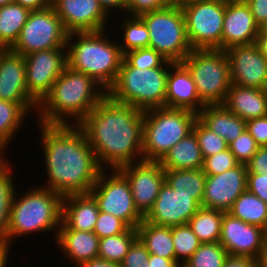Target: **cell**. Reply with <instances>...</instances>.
<instances>
[{"mask_svg": "<svg viewBox=\"0 0 267 267\" xmlns=\"http://www.w3.org/2000/svg\"><path fill=\"white\" fill-rule=\"evenodd\" d=\"M203 157L195 133L192 131L176 143L159 161L164 170L202 169Z\"/></svg>", "mask_w": 267, "mask_h": 267, "instance_id": "cell-27", "label": "cell"}, {"mask_svg": "<svg viewBox=\"0 0 267 267\" xmlns=\"http://www.w3.org/2000/svg\"><path fill=\"white\" fill-rule=\"evenodd\" d=\"M75 126L72 123L39 126L48 175V182L42 187L62 197L90 193L103 170L84 131Z\"/></svg>", "mask_w": 267, "mask_h": 267, "instance_id": "cell-1", "label": "cell"}, {"mask_svg": "<svg viewBox=\"0 0 267 267\" xmlns=\"http://www.w3.org/2000/svg\"><path fill=\"white\" fill-rule=\"evenodd\" d=\"M228 253L219 243H201L181 267H223Z\"/></svg>", "mask_w": 267, "mask_h": 267, "instance_id": "cell-36", "label": "cell"}, {"mask_svg": "<svg viewBox=\"0 0 267 267\" xmlns=\"http://www.w3.org/2000/svg\"><path fill=\"white\" fill-rule=\"evenodd\" d=\"M30 12L15 2L0 7V50L14 46Z\"/></svg>", "mask_w": 267, "mask_h": 267, "instance_id": "cell-29", "label": "cell"}, {"mask_svg": "<svg viewBox=\"0 0 267 267\" xmlns=\"http://www.w3.org/2000/svg\"><path fill=\"white\" fill-rule=\"evenodd\" d=\"M149 267H181V265L175 259L150 254Z\"/></svg>", "mask_w": 267, "mask_h": 267, "instance_id": "cell-51", "label": "cell"}, {"mask_svg": "<svg viewBox=\"0 0 267 267\" xmlns=\"http://www.w3.org/2000/svg\"><path fill=\"white\" fill-rule=\"evenodd\" d=\"M224 212L201 206L190 218L188 225L201 243L219 242Z\"/></svg>", "mask_w": 267, "mask_h": 267, "instance_id": "cell-32", "label": "cell"}, {"mask_svg": "<svg viewBox=\"0 0 267 267\" xmlns=\"http://www.w3.org/2000/svg\"><path fill=\"white\" fill-rule=\"evenodd\" d=\"M165 182L178 193L190 194L200 205L204 196L206 174L202 169L164 170Z\"/></svg>", "mask_w": 267, "mask_h": 267, "instance_id": "cell-30", "label": "cell"}, {"mask_svg": "<svg viewBox=\"0 0 267 267\" xmlns=\"http://www.w3.org/2000/svg\"><path fill=\"white\" fill-rule=\"evenodd\" d=\"M258 35H267V20L259 26Z\"/></svg>", "mask_w": 267, "mask_h": 267, "instance_id": "cell-60", "label": "cell"}, {"mask_svg": "<svg viewBox=\"0 0 267 267\" xmlns=\"http://www.w3.org/2000/svg\"><path fill=\"white\" fill-rule=\"evenodd\" d=\"M227 212L248 224L267 231V203L247 190L235 200Z\"/></svg>", "mask_w": 267, "mask_h": 267, "instance_id": "cell-31", "label": "cell"}, {"mask_svg": "<svg viewBox=\"0 0 267 267\" xmlns=\"http://www.w3.org/2000/svg\"><path fill=\"white\" fill-rule=\"evenodd\" d=\"M111 171L114 172H110L111 175L106 174L105 169L100 172L90 193L96 199L100 211L112 214L130 228L136 229L144 217L134 205L130 184L118 169Z\"/></svg>", "mask_w": 267, "mask_h": 267, "instance_id": "cell-12", "label": "cell"}, {"mask_svg": "<svg viewBox=\"0 0 267 267\" xmlns=\"http://www.w3.org/2000/svg\"><path fill=\"white\" fill-rule=\"evenodd\" d=\"M165 6H175L174 0H160Z\"/></svg>", "mask_w": 267, "mask_h": 267, "instance_id": "cell-62", "label": "cell"}, {"mask_svg": "<svg viewBox=\"0 0 267 267\" xmlns=\"http://www.w3.org/2000/svg\"><path fill=\"white\" fill-rule=\"evenodd\" d=\"M101 7L104 9V11L109 14L108 12H110L111 8H113V10L118 9H122L121 12L126 9V0H97Z\"/></svg>", "mask_w": 267, "mask_h": 267, "instance_id": "cell-53", "label": "cell"}, {"mask_svg": "<svg viewBox=\"0 0 267 267\" xmlns=\"http://www.w3.org/2000/svg\"><path fill=\"white\" fill-rule=\"evenodd\" d=\"M27 113L20 104L0 99V147L10 145Z\"/></svg>", "mask_w": 267, "mask_h": 267, "instance_id": "cell-34", "label": "cell"}, {"mask_svg": "<svg viewBox=\"0 0 267 267\" xmlns=\"http://www.w3.org/2000/svg\"><path fill=\"white\" fill-rule=\"evenodd\" d=\"M175 6H185L196 2L208 1V0H174Z\"/></svg>", "mask_w": 267, "mask_h": 267, "instance_id": "cell-59", "label": "cell"}, {"mask_svg": "<svg viewBox=\"0 0 267 267\" xmlns=\"http://www.w3.org/2000/svg\"><path fill=\"white\" fill-rule=\"evenodd\" d=\"M197 114L190 110L160 107L143 111L142 156L159 162L193 130Z\"/></svg>", "mask_w": 267, "mask_h": 267, "instance_id": "cell-6", "label": "cell"}, {"mask_svg": "<svg viewBox=\"0 0 267 267\" xmlns=\"http://www.w3.org/2000/svg\"><path fill=\"white\" fill-rule=\"evenodd\" d=\"M136 229L138 238L145 245L149 254L175 259L172 227L155 225L143 220Z\"/></svg>", "mask_w": 267, "mask_h": 267, "instance_id": "cell-28", "label": "cell"}, {"mask_svg": "<svg viewBox=\"0 0 267 267\" xmlns=\"http://www.w3.org/2000/svg\"><path fill=\"white\" fill-rule=\"evenodd\" d=\"M106 95L94 78L66 66L38 105L39 124H70V116L78 125Z\"/></svg>", "mask_w": 267, "mask_h": 267, "instance_id": "cell-3", "label": "cell"}, {"mask_svg": "<svg viewBox=\"0 0 267 267\" xmlns=\"http://www.w3.org/2000/svg\"><path fill=\"white\" fill-rule=\"evenodd\" d=\"M10 166L0 175V242L8 243V220L15 187Z\"/></svg>", "mask_w": 267, "mask_h": 267, "instance_id": "cell-38", "label": "cell"}, {"mask_svg": "<svg viewBox=\"0 0 267 267\" xmlns=\"http://www.w3.org/2000/svg\"><path fill=\"white\" fill-rule=\"evenodd\" d=\"M204 106L187 67L182 62H170L165 107L186 109L198 114Z\"/></svg>", "mask_w": 267, "mask_h": 267, "instance_id": "cell-22", "label": "cell"}, {"mask_svg": "<svg viewBox=\"0 0 267 267\" xmlns=\"http://www.w3.org/2000/svg\"><path fill=\"white\" fill-rule=\"evenodd\" d=\"M166 6L160 0H126V12L129 16H140L146 12L160 10Z\"/></svg>", "mask_w": 267, "mask_h": 267, "instance_id": "cell-45", "label": "cell"}, {"mask_svg": "<svg viewBox=\"0 0 267 267\" xmlns=\"http://www.w3.org/2000/svg\"><path fill=\"white\" fill-rule=\"evenodd\" d=\"M257 260L245 256L228 255L223 267H255Z\"/></svg>", "mask_w": 267, "mask_h": 267, "instance_id": "cell-50", "label": "cell"}, {"mask_svg": "<svg viewBox=\"0 0 267 267\" xmlns=\"http://www.w3.org/2000/svg\"><path fill=\"white\" fill-rule=\"evenodd\" d=\"M4 148L5 147H0V175L3 174L10 167L9 164H11L4 160V157H2V151L5 150Z\"/></svg>", "mask_w": 267, "mask_h": 267, "instance_id": "cell-58", "label": "cell"}, {"mask_svg": "<svg viewBox=\"0 0 267 267\" xmlns=\"http://www.w3.org/2000/svg\"><path fill=\"white\" fill-rule=\"evenodd\" d=\"M200 207L201 205L190 194L178 193L164 182L152 209L144 220L168 227L185 225Z\"/></svg>", "mask_w": 267, "mask_h": 267, "instance_id": "cell-16", "label": "cell"}, {"mask_svg": "<svg viewBox=\"0 0 267 267\" xmlns=\"http://www.w3.org/2000/svg\"><path fill=\"white\" fill-rule=\"evenodd\" d=\"M219 243L228 255L257 260L267 244V231L224 212Z\"/></svg>", "mask_w": 267, "mask_h": 267, "instance_id": "cell-15", "label": "cell"}, {"mask_svg": "<svg viewBox=\"0 0 267 267\" xmlns=\"http://www.w3.org/2000/svg\"><path fill=\"white\" fill-rule=\"evenodd\" d=\"M128 17L124 20L121 28L124 30L123 46L120 44L123 55L132 50L148 48L150 40L149 31L144 21L139 16Z\"/></svg>", "mask_w": 267, "mask_h": 267, "instance_id": "cell-35", "label": "cell"}, {"mask_svg": "<svg viewBox=\"0 0 267 267\" xmlns=\"http://www.w3.org/2000/svg\"><path fill=\"white\" fill-rule=\"evenodd\" d=\"M130 227L121 219L100 211L94 226V233L99 239L126 232Z\"/></svg>", "mask_w": 267, "mask_h": 267, "instance_id": "cell-43", "label": "cell"}, {"mask_svg": "<svg viewBox=\"0 0 267 267\" xmlns=\"http://www.w3.org/2000/svg\"><path fill=\"white\" fill-rule=\"evenodd\" d=\"M247 190V166L236 167L217 175H206L202 207L227 212L235 200Z\"/></svg>", "mask_w": 267, "mask_h": 267, "instance_id": "cell-19", "label": "cell"}, {"mask_svg": "<svg viewBox=\"0 0 267 267\" xmlns=\"http://www.w3.org/2000/svg\"><path fill=\"white\" fill-rule=\"evenodd\" d=\"M15 193L11 203L8 220V244L15 237L30 232H48L57 230L62 223L63 197L48 188L37 187L22 194L19 198Z\"/></svg>", "mask_w": 267, "mask_h": 267, "instance_id": "cell-5", "label": "cell"}, {"mask_svg": "<svg viewBox=\"0 0 267 267\" xmlns=\"http://www.w3.org/2000/svg\"><path fill=\"white\" fill-rule=\"evenodd\" d=\"M175 260L182 266L199 248L201 242L188 225L172 226Z\"/></svg>", "mask_w": 267, "mask_h": 267, "instance_id": "cell-37", "label": "cell"}, {"mask_svg": "<svg viewBox=\"0 0 267 267\" xmlns=\"http://www.w3.org/2000/svg\"><path fill=\"white\" fill-rule=\"evenodd\" d=\"M238 164L228 148L225 151L204 158L202 171L206 175H217L236 167Z\"/></svg>", "mask_w": 267, "mask_h": 267, "instance_id": "cell-42", "label": "cell"}, {"mask_svg": "<svg viewBox=\"0 0 267 267\" xmlns=\"http://www.w3.org/2000/svg\"><path fill=\"white\" fill-rule=\"evenodd\" d=\"M14 2L30 11L41 10L51 5V0H14Z\"/></svg>", "mask_w": 267, "mask_h": 267, "instance_id": "cell-52", "label": "cell"}, {"mask_svg": "<svg viewBox=\"0 0 267 267\" xmlns=\"http://www.w3.org/2000/svg\"><path fill=\"white\" fill-rule=\"evenodd\" d=\"M192 131L197 138L203 159L228 149L226 140L206 128L198 119Z\"/></svg>", "mask_w": 267, "mask_h": 267, "instance_id": "cell-40", "label": "cell"}, {"mask_svg": "<svg viewBox=\"0 0 267 267\" xmlns=\"http://www.w3.org/2000/svg\"><path fill=\"white\" fill-rule=\"evenodd\" d=\"M223 105L245 122L267 115V89L231 85Z\"/></svg>", "mask_w": 267, "mask_h": 267, "instance_id": "cell-24", "label": "cell"}, {"mask_svg": "<svg viewBox=\"0 0 267 267\" xmlns=\"http://www.w3.org/2000/svg\"><path fill=\"white\" fill-rule=\"evenodd\" d=\"M0 99L18 103L27 112L39 105L27 89L24 56L10 49L0 50Z\"/></svg>", "mask_w": 267, "mask_h": 267, "instance_id": "cell-17", "label": "cell"}, {"mask_svg": "<svg viewBox=\"0 0 267 267\" xmlns=\"http://www.w3.org/2000/svg\"><path fill=\"white\" fill-rule=\"evenodd\" d=\"M169 70L170 67L140 70L130 67L123 60L107 95L116 102L132 105L141 111L165 107Z\"/></svg>", "mask_w": 267, "mask_h": 267, "instance_id": "cell-7", "label": "cell"}, {"mask_svg": "<svg viewBox=\"0 0 267 267\" xmlns=\"http://www.w3.org/2000/svg\"><path fill=\"white\" fill-rule=\"evenodd\" d=\"M246 130L259 147L267 146V115L246 121Z\"/></svg>", "mask_w": 267, "mask_h": 267, "instance_id": "cell-46", "label": "cell"}, {"mask_svg": "<svg viewBox=\"0 0 267 267\" xmlns=\"http://www.w3.org/2000/svg\"><path fill=\"white\" fill-rule=\"evenodd\" d=\"M182 63L191 73L200 101L204 105L223 104L232 85L226 51L193 49Z\"/></svg>", "mask_w": 267, "mask_h": 267, "instance_id": "cell-8", "label": "cell"}, {"mask_svg": "<svg viewBox=\"0 0 267 267\" xmlns=\"http://www.w3.org/2000/svg\"><path fill=\"white\" fill-rule=\"evenodd\" d=\"M80 267H121V264L110 262L101 257H95L83 263Z\"/></svg>", "mask_w": 267, "mask_h": 267, "instance_id": "cell-54", "label": "cell"}, {"mask_svg": "<svg viewBox=\"0 0 267 267\" xmlns=\"http://www.w3.org/2000/svg\"><path fill=\"white\" fill-rule=\"evenodd\" d=\"M197 119L229 145L246 129V122L230 112L223 104L205 105Z\"/></svg>", "mask_w": 267, "mask_h": 267, "instance_id": "cell-25", "label": "cell"}, {"mask_svg": "<svg viewBox=\"0 0 267 267\" xmlns=\"http://www.w3.org/2000/svg\"><path fill=\"white\" fill-rule=\"evenodd\" d=\"M149 256L145 245L137 238L120 264L121 267H149Z\"/></svg>", "mask_w": 267, "mask_h": 267, "instance_id": "cell-44", "label": "cell"}, {"mask_svg": "<svg viewBox=\"0 0 267 267\" xmlns=\"http://www.w3.org/2000/svg\"><path fill=\"white\" fill-rule=\"evenodd\" d=\"M10 245L5 242H0V267H6L8 261V255L10 250Z\"/></svg>", "mask_w": 267, "mask_h": 267, "instance_id": "cell-55", "label": "cell"}, {"mask_svg": "<svg viewBox=\"0 0 267 267\" xmlns=\"http://www.w3.org/2000/svg\"><path fill=\"white\" fill-rule=\"evenodd\" d=\"M247 173L267 175V146L258 147L257 152L246 164Z\"/></svg>", "mask_w": 267, "mask_h": 267, "instance_id": "cell-48", "label": "cell"}, {"mask_svg": "<svg viewBox=\"0 0 267 267\" xmlns=\"http://www.w3.org/2000/svg\"><path fill=\"white\" fill-rule=\"evenodd\" d=\"M14 0H0V7L5 6L7 4L13 3Z\"/></svg>", "mask_w": 267, "mask_h": 267, "instance_id": "cell-63", "label": "cell"}, {"mask_svg": "<svg viewBox=\"0 0 267 267\" xmlns=\"http://www.w3.org/2000/svg\"><path fill=\"white\" fill-rule=\"evenodd\" d=\"M231 4H248L251 0H224Z\"/></svg>", "mask_w": 267, "mask_h": 267, "instance_id": "cell-61", "label": "cell"}, {"mask_svg": "<svg viewBox=\"0 0 267 267\" xmlns=\"http://www.w3.org/2000/svg\"><path fill=\"white\" fill-rule=\"evenodd\" d=\"M247 5L258 26L267 20V0H251Z\"/></svg>", "mask_w": 267, "mask_h": 267, "instance_id": "cell-49", "label": "cell"}, {"mask_svg": "<svg viewBox=\"0 0 267 267\" xmlns=\"http://www.w3.org/2000/svg\"><path fill=\"white\" fill-rule=\"evenodd\" d=\"M64 51H67L66 47L36 51L24 56L27 89L39 103L67 66V52Z\"/></svg>", "mask_w": 267, "mask_h": 267, "instance_id": "cell-13", "label": "cell"}, {"mask_svg": "<svg viewBox=\"0 0 267 267\" xmlns=\"http://www.w3.org/2000/svg\"><path fill=\"white\" fill-rule=\"evenodd\" d=\"M128 180L134 205L145 217L152 209L160 188L165 182L162 165L155 161H140L118 169Z\"/></svg>", "mask_w": 267, "mask_h": 267, "instance_id": "cell-14", "label": "cell"}, {"mask_svg": "<svg viewBox=\"0 0 267 267\" xmlns=\"http://www.w3.org/2000/svg\"><path fill=\"white\" fill-rule=\"evenodd\" d=\"M226 1L208 0L182 6L192 49H221Z\"/></svg>", "mask_w": 267, "mask_h": 267, "instance_id": "cell-11", "label": "cell"}, {"mask_svg": "<svg viewBox=\"0 0 267 267\" xmlns=\"http://www.w3.org/2000/svg\"><path fill=\"white\" fill-rule=\"evenodd\" d=\"M104 31L69 33L67 66L94 78L108 90L117 78L124 55L120 44L109 41Z\"/></svg>", "mask_w": 267, "mask_h": 267, "instance_id": "cell-4", "label": "cell"}, {"mask_svg": "<svg viewBox=\"0 0 267 267\" xmlns=\"http://www.w3.org/2000/svg\"><path fill=\"white\" fill-rule=\"evenodd\" d=\"M130 67L140 70L170 67V62L152 48H141L124 54L123 59Z\"/></svg>", "mask_w": 267, "mask_h": 267, "instance_id": "cell-39", "label": "cell"}, {"mask_svg": "<svg viewBox=\"0 0 267 267\" xmlns=\"http://www.w3.org/2000/svg\"><path fill=\"white\" fill-rule=\"evenodd\" d=\"M247 191L267 203V175L247 173Z\"/></svg>", "mask_w": 267, "mask_h": 267, "instance_id": "cell-47", "label": "cell"}, {"mask_svg": "<svg viewBox=\"0 0 267 267\" xmlns=\"http://www.w3.org/2000/svg\"><path fill=\"white\" fill-rule=\"evenodd\" d=\"M64 29L72 32H98L106 29L104 9L97 0H51Z\"/></svg>", "mask_w": 267, "mask_h": 267, "instance_id": "cell-20", "label": "cell"}, {"mask_svg": "<svg viewBox=\"0 0 267 267\" xmlns=\"http://www.w3.org/2000/svg\"><path fill=\"white\" fill-rule=\"evenodd\" d=\"M226 54L233 84L267 89V58L255 44L231 47Z\"/></svg>", "mask_w": 267, "mask_h": 267, "instance_id": "cell-18", "label": "cell"}, {"mask_svg": "<svg viewBox=\"0 0 267 267\" xmlns=\"http://www.w3.org/2000/svg\"><path fill=\"white\" fill-rule=\"evenodd\" d=\"M99 212L98 203L91 193L65 196L59 229L93 232Z\"/></svg>", "mask_w": 267, "mask_h": 267, "instance_id": "cell-23", "label": "cell"}, {"mask_svg": "<svg viewBox=\"0 0 267 267\" xmlns=\"http://www.w3.org/2000/svg\"><path fill=\"white\" fill-rule=\"evenodd\" d=\"M139 17L149 31V48L166 60L182 62L193 50L187 38L185 17L180 6H166Z\"/></svg>", "mask_w": 267, "mask_h": 267, "instance_id": "cell-9", "label": "cell"}, {"mask_svg": "<svg viewBox=\"0 0 267 267\" xmlns=\"http://www.w3.org/2000/svg\"><path fill=\"white\" fill-rule=\"evenodd\" d=\"M255 139L245 129L241 135L228 145L231 153L239 164H247L257 152Z\"/></svg>", "mask_w": 267, "mask_h": 267, "instance_id": "cell-41", "label": "cell"}, {"mask_svg": "<svg viewBox=\"0 0 267 267\" xmlns=\"http://www.w3.org/2000/svg\"><path fill=\"white\" fill-rule=\"evenodd\" d=\"M55 239L58 248L78 267L98 257L99 237L94 232L59 229Z\"/></svg>", "mask_w": 267, "mask_h": 267, "instance_id": "cell-26", "label": "cell"}, {"mask_svg": "<svg viewBox=\"0 0 267 267\" xmlns=\"http://www.w3.org/2000/svg\"><path fill=\"white\" fill-rule=\"evenodd\" d=\"M68 32L52 5L31 11L12 52L27 56L36 51L66 47Z\"/></svg>", "mask_w": 267, "mask_h": 267, "instance_id": "cell-10", "label": "cell"}, {"mask_svg": "<svg viewBox=\"0 0 267 267\" xmlns=\"http://www.w3.org/2000/svg\"><path fill=\"white\" fill-rule=\"evenodd\" d=\"M257 265L259 267H267V244L261 251L259 258L257 259Z\"/></svg>", "mask_w": 267, "mask_h": 267, "instance_id": "cell-57", "label": "cell"}, {"mask_svg": "<svg viewBox=\"0 0 267 267\" xmlns=\"http://www.w3.org/2000/svg\"><path fill=\"white\" fill-rule=\"evenodd\" d=\"M78 126L102 169H106L103 165L114 170L143 161V111L134 106L106 95Z\"/></svg>", "mask_w": 267, "mask_h": 267, "instance_id": "cell-2", "label": "cell"}, {"mask_svg": "<svg viewBox=\"0 0 267 267\" xmlns=\"http://www.w3.org/2000/svg\"><path fill=\"white\" fill-rule=\"evenodd\" d=\"M259 51L267 58V35H257L254 43Z\"/></svg>", "mask_w": 267, "mask_h": 267, "instance_id": "cell-56", "label": "cell"}, {"mask_svg": "<svg viewBox=\"0 0 267 267\" xmlns=\"http://www.w3.org/2000/svg\"><path fill=\"white\" fill-rule=\"evenodd\" d=\"M259 26L247 4L226 3L221 35V49L254 44Z\"/></svg>", "mask_w": 267, "mask_h": 267, "instance_id": "cell-21", "label": "cell"}, {"mask_svg": "<svg viewBox=\"0 0 267 267\" xmlns=\"http://www.w3.org/2000/svg\"><path fill=\"white\" fill-rule=\"evenodd\" d=\"M138 238L137 229L99 239L98 257L110 262L121 263L132 243Z\"/></svg>", "mask_w": 267, "mask_h": 267, "instance_id": "cell-33", "label": "cell"}]
</instances>
